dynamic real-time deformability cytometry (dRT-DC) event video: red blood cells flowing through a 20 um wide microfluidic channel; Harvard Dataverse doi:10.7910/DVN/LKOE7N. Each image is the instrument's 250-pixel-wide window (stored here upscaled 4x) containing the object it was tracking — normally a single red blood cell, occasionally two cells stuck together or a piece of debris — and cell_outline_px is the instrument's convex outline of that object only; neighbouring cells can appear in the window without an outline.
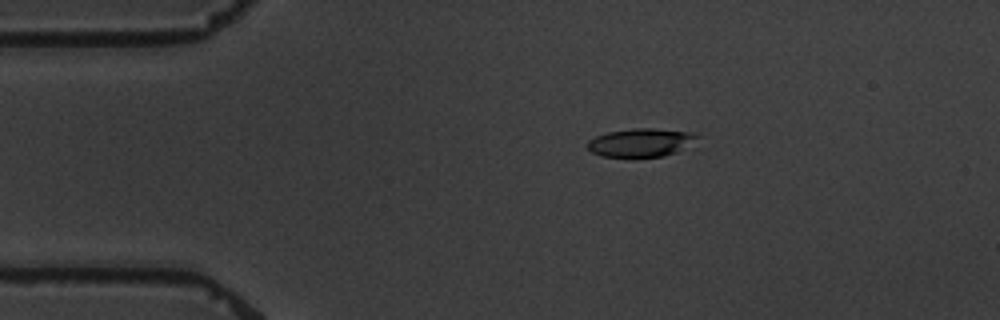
{"species": "common noctule bat (a hibernating species)", "species_latin": "Nyctalus noctula", "temperature_condition": "warm", "stored_images_in_passage": 5, "camera_frame_rate_fps": 3000, "um_per_image_px": 0.085, "animal": {"sex": "male", "body_mass_g": 19.5, "forearm_length_mm": 54.6}, "frame": {"image": 1, "passage_image": 4, "time_ms": 3.333, "image_size_px": [1000, 320], "cell_outline_px": [[700, 136], [676, 152], [664, 156], [632, 160], [600, 156], [592, 152], [588, 148], [588, 140], [596, 136], [608, 132], [632, 128], [652, 128], [696, 132]], "centroid_in_image_um": [54.43, 12.16], "position_along_channel_um": 30.6, "area_um2": 18.79}}